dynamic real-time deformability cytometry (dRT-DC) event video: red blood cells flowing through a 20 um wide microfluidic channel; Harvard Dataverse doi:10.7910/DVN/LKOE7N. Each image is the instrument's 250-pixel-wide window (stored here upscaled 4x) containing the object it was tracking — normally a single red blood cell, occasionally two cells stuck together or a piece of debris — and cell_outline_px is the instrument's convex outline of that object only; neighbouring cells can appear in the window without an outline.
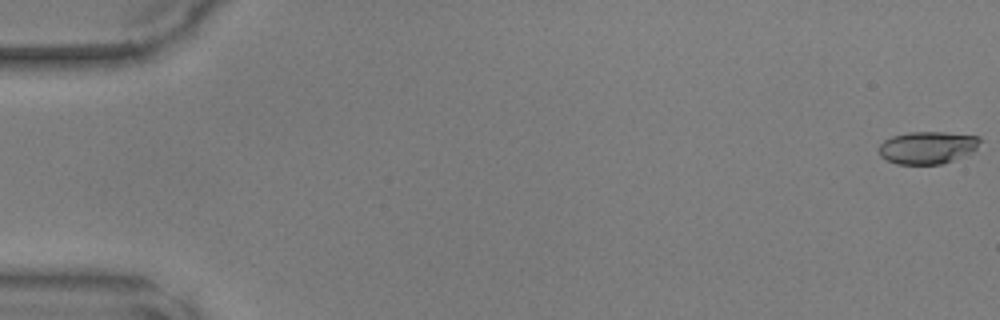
{"species": "common noctule bat (a hibernating species)", "species_latin": "Nyctalus noctula", "temperature_condition": "warm", "stored_images_in_passage": 13, "camera_frame_rate_fps": 3000, "um_per_image_px": 0.085, "animal": {"sex": "male", "body_mass_g": 17.9, "forearm_length_mm": 54.2}, "frame": {"image": 1, "passage_image": 1, "time_ms": 0.0, "image_size_px": [1000, 320], "cell_outline_px": [[980, 140], [976, 148], [952, 160], [940, 164], [896, 164], [880, 156], [880, 144], [884, 140], [892, 136], [908, 132], [944, 132], [980, 136]], "centroid_in_image_um": [78.79, 12.53], "position_along_channel_um": 6.2, "area_um2": 18.79}}